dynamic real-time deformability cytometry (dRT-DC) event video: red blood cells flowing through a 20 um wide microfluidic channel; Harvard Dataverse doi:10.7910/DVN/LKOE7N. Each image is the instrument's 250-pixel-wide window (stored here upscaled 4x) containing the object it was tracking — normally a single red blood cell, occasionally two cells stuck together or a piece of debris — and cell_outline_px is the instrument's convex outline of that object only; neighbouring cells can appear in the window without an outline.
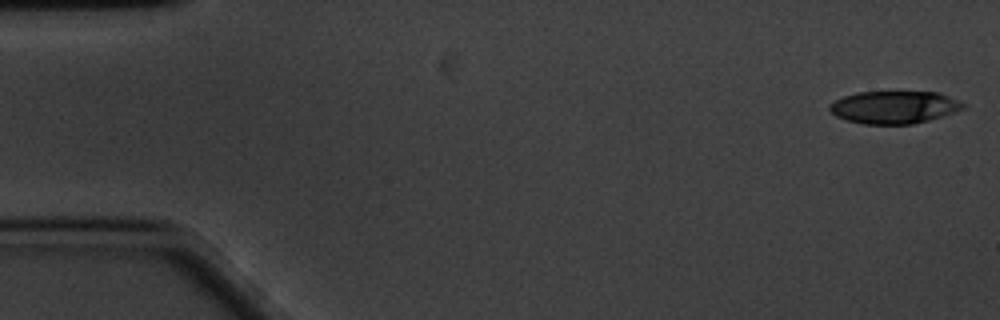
{"species": "common noctule bat (a hibernating species)", "species_latin": "Nyctalus noctula", "temperature_condition": "cold", "stored_images_in_passage": 15, "camera_frame_rate_fps": 3000, "um_per_image_px": 0.085, "animal": {"sex": "male", "body_mass_g": 20.1, "forearm_length_mm": 53.5}, "frame": {"image": 1, "passage_image": 1, "time_ms": 0.0, "image_size_px": [1000, 320], "cell_outline_px": [[964, 108], [928, 120], [912, 124], [864, 124], [848, 120], [836, 116], [828, 108], [828, 104], [844, 96], [856, 92], [940, 92], [964, 104]], "centroid_in_image_um": [75.96, 9.11], "position_along_channel_um": 9.0, "area_um2": 25.03}}
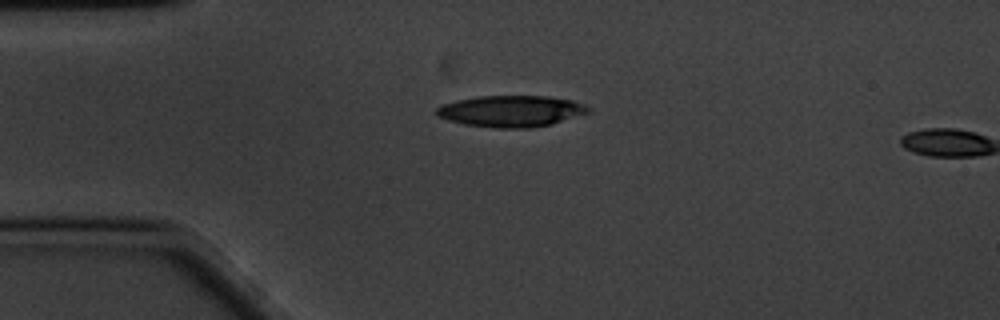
{"frame": {"image": 2, "passage_image": 13, "time_ms": 4.0, "image_size_px": [1000, 320], "cell_outline_px": [[592, 112], [552, 124], [528, 128], [496, 128], [464, 124], [448, 120], [436, 116], [436, 108], [444, 104], [456, 100], [476, 96], [548, 96], [572, 100], [584, 104], [592, 108]], "centroid_in_image_um": [43.48, 9.44], "position_along_channel_um": 41.5, "area_um2": 27.98}}